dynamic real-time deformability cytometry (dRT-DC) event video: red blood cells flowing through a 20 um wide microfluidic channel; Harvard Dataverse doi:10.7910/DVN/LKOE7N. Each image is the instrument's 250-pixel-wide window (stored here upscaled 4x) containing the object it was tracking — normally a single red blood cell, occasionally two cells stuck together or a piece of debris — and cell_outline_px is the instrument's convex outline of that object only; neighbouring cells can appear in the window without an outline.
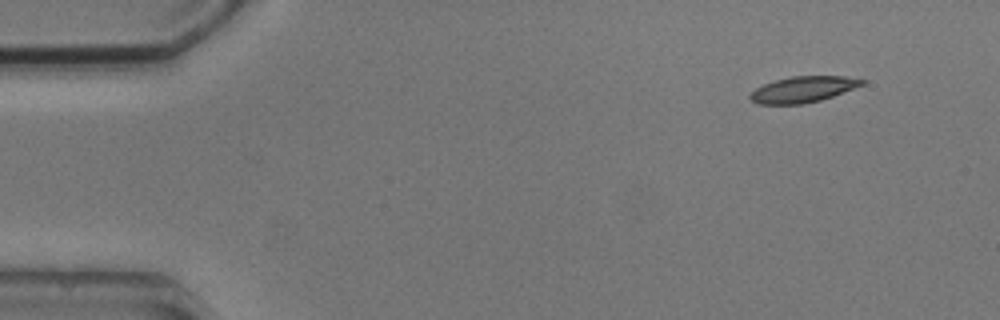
{"species": "common noctule bat (a hibernating species)", "species_latin": "Nyctalus noctula", "temperature_condition": "cold", "stored_images_in_passage": 5, "segment_of_instrument_passage": [2, 2], "camera_frame_rate_fps": 3000, "um_per_image_px": 0.085, "animal": {"sex": "male", "body_mass_g": 20.5, "forearm_length_mm": 52.5}, "frame": {"image": 1, "passage_image": 5, "time_ms": 4.667, "image_size_px": [1000, 320], "cell_outline_px": [[864, 84], [832, 96], [820, 100], [804, 104], [760, 104], [752, 100], [748, 96], [756, 88], [764, 84], [776, 80], [792, 76], [844, 76], [864, 80]], "centroid_in_image_um": [68.24, 7.6], "position_along_channel_um": 16.8, "area_um2": 16.65}}